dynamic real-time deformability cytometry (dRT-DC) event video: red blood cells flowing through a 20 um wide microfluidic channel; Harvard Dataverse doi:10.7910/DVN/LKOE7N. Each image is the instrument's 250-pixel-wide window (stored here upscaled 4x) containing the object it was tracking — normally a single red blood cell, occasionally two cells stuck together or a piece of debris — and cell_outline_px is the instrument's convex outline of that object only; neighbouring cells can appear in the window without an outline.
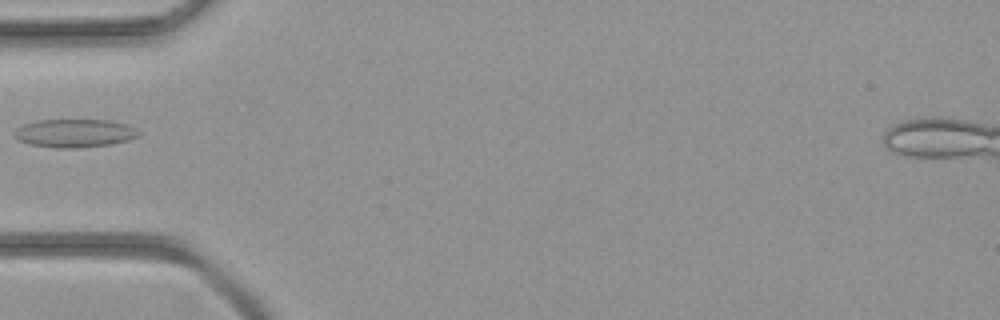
{"species": "common noctule bat (a hibernating species)", "species_latin": "Nyctalus noctula", "temperature_condition": "room temperature", "stored_images_in_passage": 19, "camera_frame_rate_fps": 3000, "um_per_image_px": 0.085, "animal": {"sex": "female", "body_mass_g": 21.9}, "frame": {"image": 1, "passage_image": 1, "time_ms": 0.0, "image_size_px": [1000, 320], "cell_outline_px": [[140, 136], [128, 140], [112, 144], [76, 148], [56, 148], [28, 144], [20, 140], [12, 132], [16, 128], [24, 124], [36, 120], [112, 120], [128, 124], [136, 128], [140, 132]], "centroid_in_image_um": [6.37, 11.31], "position_along_channel_um": 78.6, "area_um2": 20.69}}
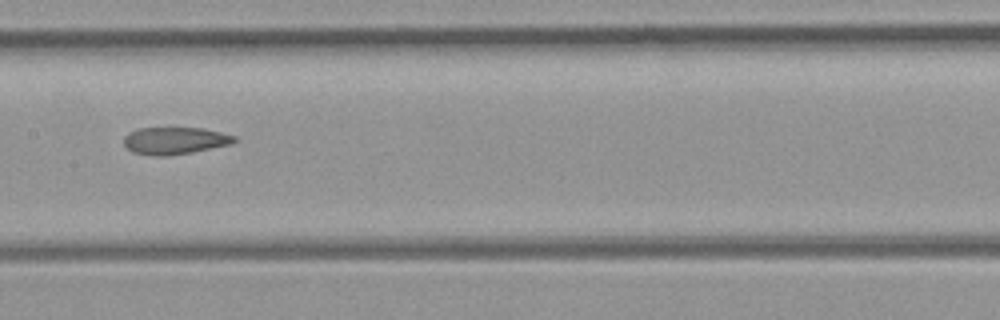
{"frame": {"image": 2, "passage_image": 8, "time_ms": 2.333, "image_size_px": [1000, 320], "cell_outline_px": [[236, 140], [232, 144], [192, 152], [164, 156], [152, 156], [132, 152], [124, 144], [124, 136], [128, 132], [140, 128], [204, 128], [236, 136]], "centroid_in_image_um": [14.85, 11.95], "position_along_channel_um": 192.5, "area_um2": 17.51}}
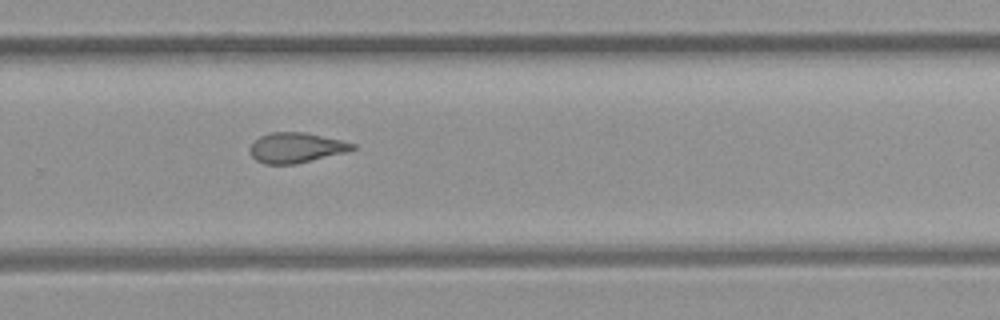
{"frame": {"image": 3, "passage_image": 15, "time_ms": 4.667, "image_size_px": [1000, 320], "cell_outline_px": [[356, 148], [344, 152], [296, 164], [264, 164], [256, 160], [252, 156], [248, 148], [260, 136], [268, 132], [304, 132], [340, 140], [356, 144]], "centroid_in_image_um": [25.12, 12.55], "position_along_channel_um": 304.7, "area_um2": 17.86}}